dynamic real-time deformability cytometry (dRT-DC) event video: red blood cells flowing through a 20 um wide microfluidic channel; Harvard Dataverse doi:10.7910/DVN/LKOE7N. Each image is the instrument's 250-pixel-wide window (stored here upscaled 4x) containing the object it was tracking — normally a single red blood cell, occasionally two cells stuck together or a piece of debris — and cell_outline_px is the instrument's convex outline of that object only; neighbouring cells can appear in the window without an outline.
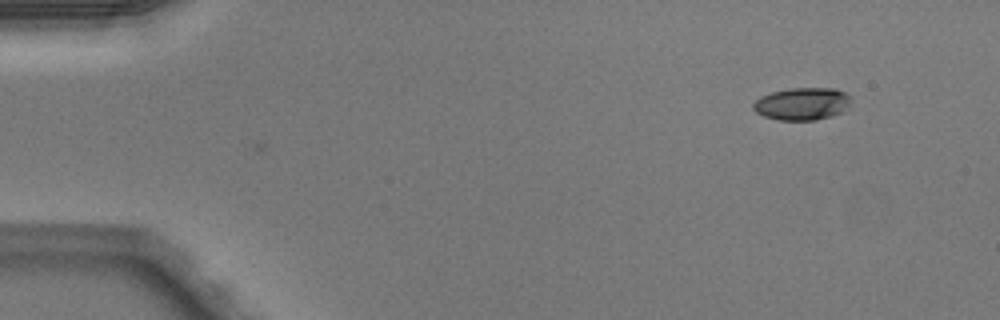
{"species": "Egyptian fruit bat (a non-hibernating species)", "species_latin": "Rousettus aegyptiacus", "temperature_condition": "warm", "stored_images_in_passage": 2, "camera_frame_rate_fps": 3000, "um_per_image_px": 0.085, "animal": {"sex": "male"}, "frame": {"image": 1, "passage_image": 1, "time_ms": 0.0, "image_size_px": [1000, 320], "cell_outline_px": [[848, 104], [840, 112], [832, 116], [816, 120], [776, 120], [764, 116], [756, 112], [752, 108], [752, 104], [760, 96], [772, 92], [788, 88], [836, 88], [844, 92], [848, 96]], "centroid_in_image_um": [68.11, 8.82], "position_along_channel_um": 16.9, "area_um2": 18.38}}